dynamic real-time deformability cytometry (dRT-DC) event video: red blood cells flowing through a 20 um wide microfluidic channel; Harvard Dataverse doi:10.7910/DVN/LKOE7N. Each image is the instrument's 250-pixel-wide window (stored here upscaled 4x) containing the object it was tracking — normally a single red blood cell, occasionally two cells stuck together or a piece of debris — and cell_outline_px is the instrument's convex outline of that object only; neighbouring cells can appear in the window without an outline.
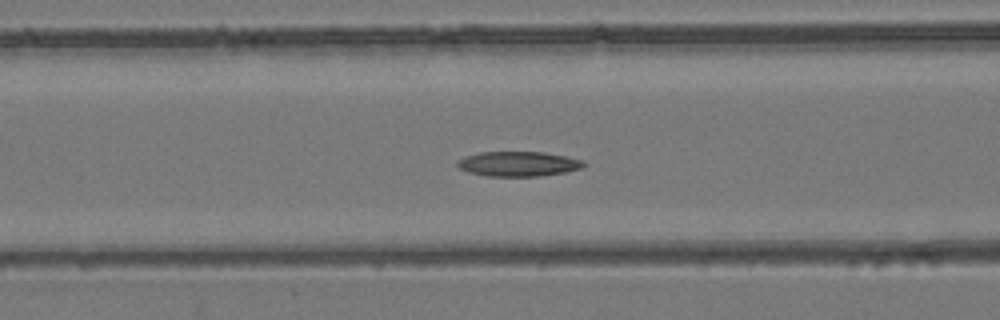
{"species": "common noctule bat (a hibernating species)", "species_latin": "Nyctalus noctula", "temperature_condition": "room temperature", "stored_images_in_passage": 52, "camera_frame_rate_fps": 3000, "um_per_image_px": 0.085, "animal": {"sex": "female", "body_mass_g": 24.6, "forearm_length_mm": 56.2}, "frame": {"image": 1, "passage_image": 21, "time_ms": 6.667, "image_size_px": [1000, 320], "cell_outline_px": [[588, 164], [580, 168], [564, 172], [540, 176], [488, 176], [468, 172], [460, 168], [456, 164], [456, 160], [464, 156], [480, 152], [544, 152], [584, 160]], "centroid_in_image_um": [44.04, 13.92], "position_along_channel_um": 122.6, "area_um2": 18.32}}
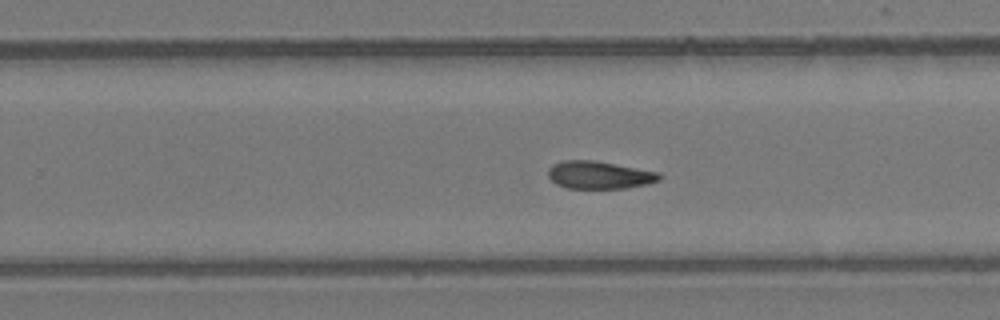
{"frame": {"image": 2, "passage_image": 33, "time_ms": 10.667, "image_size_px": [1000, 320], "cell_outline_px": [[660, 180], [648, 184], [628, 188], [568, 188], [556, 184], [548, 176], [548, 168], [552, 164], [560, 160], [592, 160], [660, 172]], "centroid_in_image_um": [50.92, 14.87], "position_along_channel_um": 278.9, "area_um2": 17.98}}
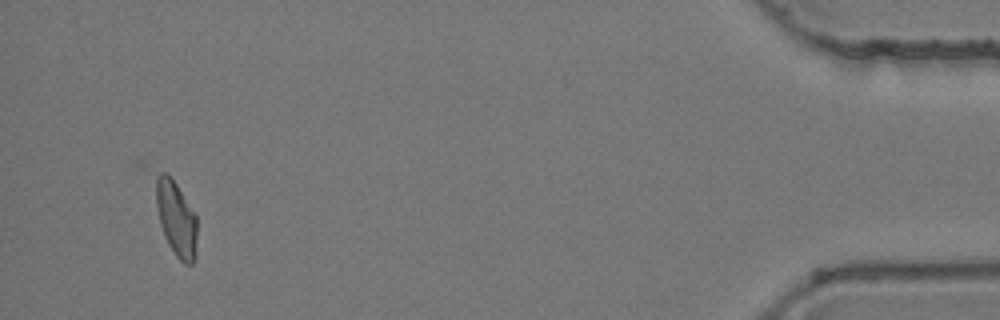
{"frame": {"image": 3, "passage_image": 50, "time_ms": 16.333, "image_size_px": [1000, 320], "cell_outline_px": [[196, 260], [192, 264], [184, 264], [176, 256], [168, 244], [164, 236], [160, 224], [156, 204], [156, 176], [160, 172], [164, 172], [176, 184], [196, 216]], "centroid_in_image_um": [14.98, 18.64], "position_along_channel_um": 420.2, "area_um2": 17.74}, "authors_computed_cell_mechanics": {"area_um2": 18.5538, "velocity_mm_per_s": 3.9186, "shape_relaxation_time_tau1_ms": null, "shape_relaxation_time_tau2_ms": 9.4683, "deformation_change_tau1": null, "deformation_change_tau2": 0.1724}}